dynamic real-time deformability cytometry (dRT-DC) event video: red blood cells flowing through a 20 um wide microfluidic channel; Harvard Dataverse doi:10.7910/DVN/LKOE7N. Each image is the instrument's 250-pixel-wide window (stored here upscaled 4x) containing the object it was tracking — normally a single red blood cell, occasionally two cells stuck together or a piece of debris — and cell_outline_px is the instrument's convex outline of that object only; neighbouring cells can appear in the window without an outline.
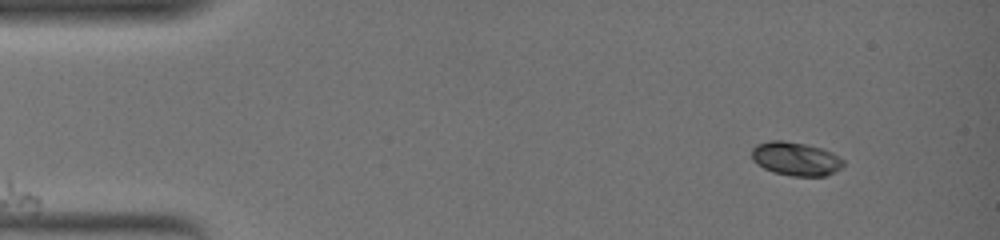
{"species": "common noctule bat (a hibernating species)", "species_latin": "Nyctalus noctula", "temperature_condition": "warm", "stored_images_in_passage": 47, "camera_frame_rate_fps": 3000, "um_per_image_px": 0.085, "animal": {"sex": "female", "body_mass_g": 19.0, "forearm_length_mm": 51.5}, "frame": {"image": 1, "passage_image": 1, "time_ms": 0.0, "image_size_px": [1000, 240], "cell_outline_px": [[844, 164], [840, 168], [824, 176], [792, 176], [772, 172], [756, 164], [752, 160], [752, 148], [756, 144], [772, 140], [784, 140], [824, 148], [832, 152], [844, 160]], "centroid_in_image_um": [67.61, 13.49], "position_along_channel_um": 17.4, "area_um2": 18.03}}
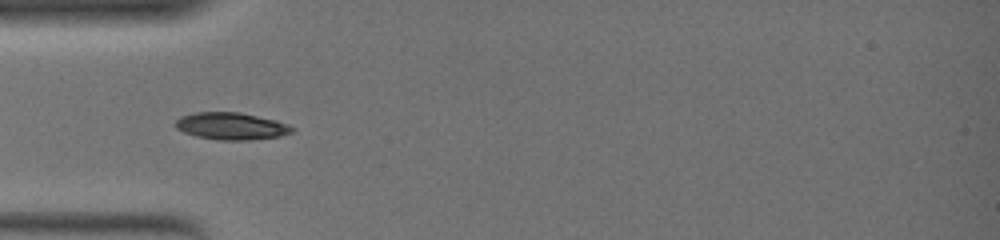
{"frame": {"image": 2, "passage_image": 13, "time_ms": 4.0, "image_size_px": [1000, 240], "cell_outline_px": [[296, 128], [292, 132], [280, 136], [252, 140], [220, 140], [196, 136], [184, 132], [176, 128], [176, 120], [180, 116], [196, 112], [240, 112], [276, 120], [288, 124]], "centroid_in_image_um": [19.68, 10.72], "position_along_channel_um": 65.3, "area_um2": 18.5}}
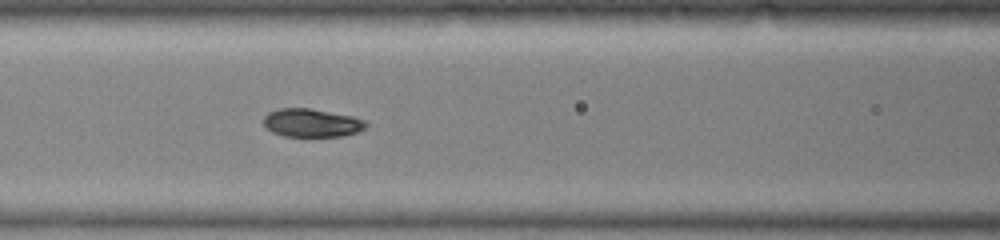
{"frame": {"image": 3, "passage_image": 19, "time_ms": 6.0, "image_size_px": [1000, 240], "cell_outline_px": [[368, 124], [364, 128], [356, 132], [344, 136], [284, 136], [272, 132], [264, 124], [264, 116], [268, 112], [280, 108], [312, 108], [352, 116], [368, 120]], "centroid_in_image_um": [26.52, 10.43], "position_along_channel_um": 140.1, "area_um2": 16.94}}